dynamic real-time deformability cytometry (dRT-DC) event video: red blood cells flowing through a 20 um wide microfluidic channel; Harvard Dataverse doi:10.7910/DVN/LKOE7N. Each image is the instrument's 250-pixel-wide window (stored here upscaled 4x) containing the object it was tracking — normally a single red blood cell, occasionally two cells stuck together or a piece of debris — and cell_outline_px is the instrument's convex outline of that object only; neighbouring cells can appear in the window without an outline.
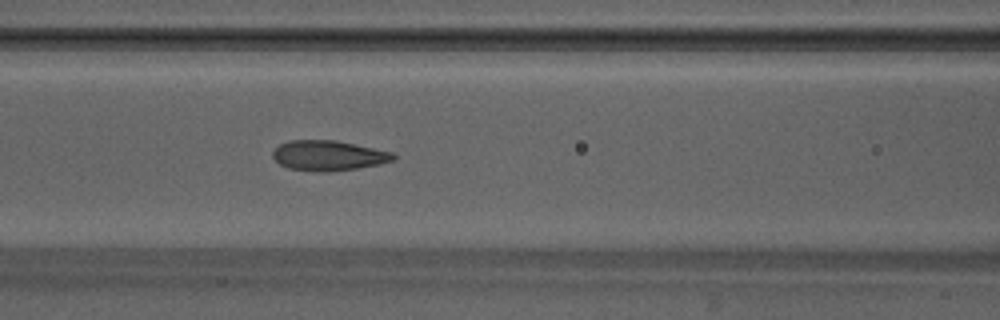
{"species": "Egyptian fruit bat (a non-hibernating species)", "species_latin": "Rousettus aegyptiacus", "temperature_condition": "warm", "stored_images_in_passage": 50, "camera_frame_rate_fps": 3000, "um_per_image_px": 0.085, "animal": {"sex": "male"}, "frame": {"image": 1, "passage_image": 22, "time_ms": 7.0, "image_size_px": [1000, 320], "cell_outline_px": [[396, 156], [392, 160], [380, 164], [356, 168], [328, 172], [316, 172], [288, 168], [280, 164], [272, 156], [272, 152], [280, 144], [288, 140], [336, 140], [392, 152]], "centroid_in_image_um": [27.88, 13.22], "position_along_channel_um": 138.7, "area_um2": 21.1}}
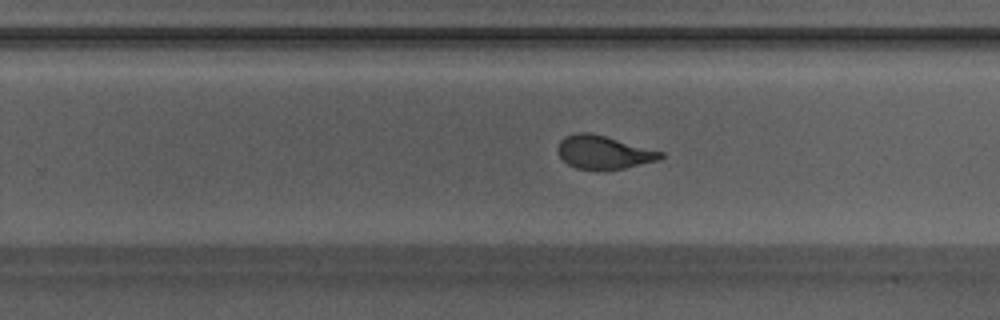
{"frame": {"image": 2, "passage_image": 32, "time_ms": 10.333, "image_size_px": [1000, 320], "cell_outline_px": [[664, 156], [660, 160], [624, 168], [576, 168], [568, 164], [560, 156], [556, 148], [560, 140], [564, 136], [576, 132], [588, 132], [604, 136], [664, 152]], "centroid_in_image_um": [51.3, 12.92], "position_along_channel_um": 278.5, "area_um2": 19.59}}
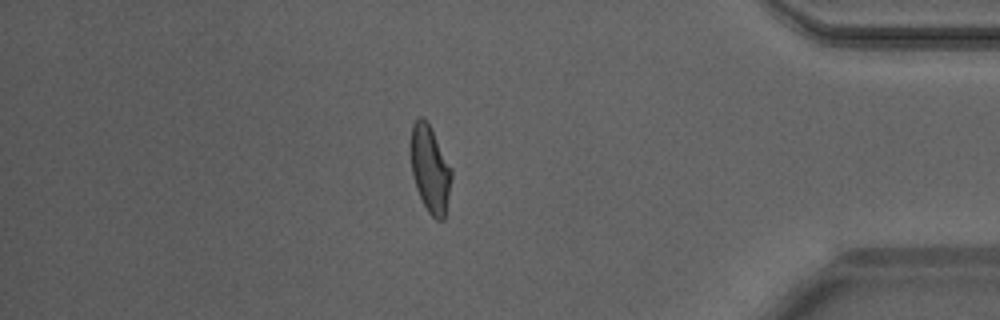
{"frame": {"image": 3, "passage_image": 43, "time_ms": 14.0, "image_size_px": [1000, 320], "cell_outline_px": [[452, 176], [444, 220], [436, 220], [428, 212], [416, 188], [412, 176], [408, 148], [412, 124], [420, 116], [424, 116], [428, 120], [452, 168]], "centroid_in_image_um": [36.52, 14.29], "position_along_channel_um": 398.7, "area_um2": 21.33}, "authors_computed_cell_mechanics": {"area_um2": 21.2415, "velocity_mm_per_s": 4.2095, "shape_relaxation_time_tau1_ms": 7.1124, "shape_relaxation_time_tau2_ms": 0.8345, "deformation_change_tau1": 0.2413, "deformation_change_tau2": 0.0704}}